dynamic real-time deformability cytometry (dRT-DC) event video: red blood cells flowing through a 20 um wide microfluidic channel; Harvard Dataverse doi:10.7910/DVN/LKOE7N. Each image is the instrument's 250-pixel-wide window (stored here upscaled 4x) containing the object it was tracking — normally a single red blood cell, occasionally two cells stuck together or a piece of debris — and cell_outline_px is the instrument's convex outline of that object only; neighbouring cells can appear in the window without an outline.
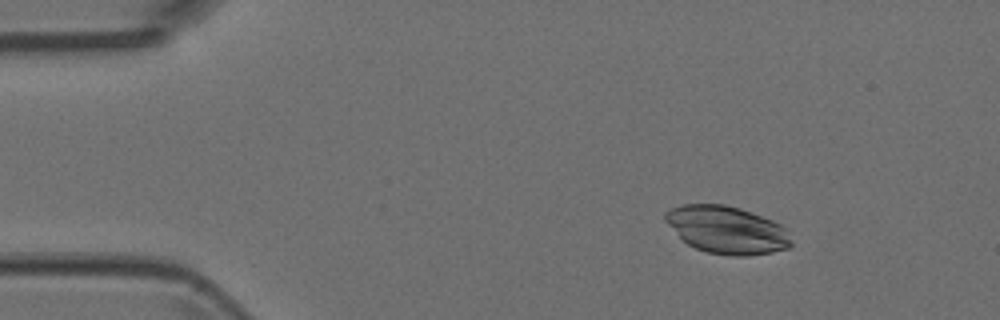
{"species": "Egyptian fruit bat (a non-hibernating species)", "species_latin": "Rousettus aegyptiacus", "temperature_condition": "room temperature", "stored_images_in_passage": 3, "camera_frame_rate_fps": 3000, "um_per_image_px": 0.085, "animal": {"sex": "female"}, "frame": {"image": 1, "passage_image": 1, "time_ms": 0.0, "image_size_px": [1000, 320], "cell_outline_px": [[792, 244], [788, 248], [772, 252], [744, 256], [732, 256], [708, 252], [696, 248], [688, 244], [664, 220], [664, 212], [672, 208], [684, 204], [724, 204], [740, 208], [772, 220], [780, 224], [784, 228]], "centroid_in_image_um": [61.77, 19.53], "position_along_channel_um": 23.2, "area_um2": 34.51}}